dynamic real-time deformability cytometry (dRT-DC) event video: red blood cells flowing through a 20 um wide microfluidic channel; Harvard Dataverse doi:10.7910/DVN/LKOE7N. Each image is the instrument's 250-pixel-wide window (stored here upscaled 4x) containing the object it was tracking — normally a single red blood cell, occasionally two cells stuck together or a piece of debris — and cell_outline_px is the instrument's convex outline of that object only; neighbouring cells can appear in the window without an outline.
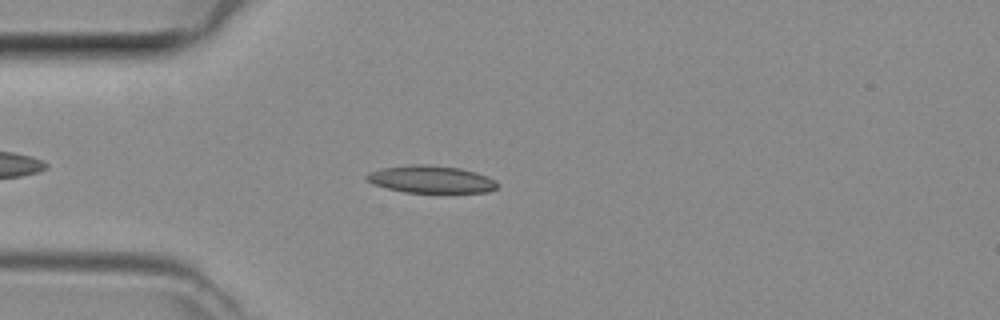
{"species": "common noctule bat (a hibernating species)", "species_latin": "Nyctalus noctula", "temperature_condition": "room temperature", "stored_images_in_passage": 1, "camera_frame_rate_fps": 3000, "um_per_image_px": 0.085, "animal": {"sex": "female", "body_mass_g": 29.2, "forearm_length_mm": 56.3}, "frame": {"image": 1, "passage_image": 1, "time_ms": 0.0, "image_size_px": [1000, 320], "cell_outline_px": [[500, 184], [496, 188], [488, 192], [404, 192], [372, 184], [364, 176], [368, 172], [384, 168], [412, 164], [428, 164], [460, 168], [476, 172], [496, 180]], "centroid_in_image_um": [36.65, 15.23], "position_along_channel_um": 48.4, "area_um2": 20.81}}